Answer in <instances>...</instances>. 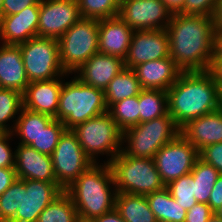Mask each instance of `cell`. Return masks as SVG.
I'll use <instances>...</instances> for the list:
<instances>
[{
  "label": "cell",
  "mask_w": 222,
  "mask_h": 222,
  "mask_svg": "<svg viewBox=\"0 0 222 222\" xmlns=\"http://www.w3.org/2000/svg\"><path fill=\"white\" fill-rule=\"evenodd\" d=\"M166 31L170 57L183 72L209 70L214 55L212 16L173 14Z\"/></svg>",
  "instance_id": "1"
},
{
  "label": "cell",
  "mask_w": 222,
  "mask_h": 222,
  "mask_svg": "<svg viewBox=\"0 0 222 222\" xmlns=\"http://www.w3.org/2000/svg\"><path fill=\"white\" fill-rule=\"evenodd\" d=\"M167 94L168 114L180 129L221 108V87L208 70L182 72Z\"/></svg>",
  "instance_id": "2"
},
{
  "label": "cell",
  "mask_w": 222,
  "mask_h": 222,
  "mask_svg": "<svg viewBox=\"0 0 222 222\" xmlns=\"http://www.w3.org/2000/svg\"><path fill=\"white\" fill-rule=\"evenodd\" d=\"M109 163H93L64 190L81 220H94L115 208L117 190ZM113 190V191H112Z\"/></svg>",
  "instance_id": "3"
},
{
  "label": "cell",
  "mask_w": 222,
  "mask_h": 222,
  "mask_svg": "<svg viewBox=\"0 0 222 222\" xmlns=\"http://www.w3.org/2000/svg\"><path fill=\"white\" fill-rule=\"evenodd\" d=\"M108 111L104 91L83 83L77 76L62 84L56 119L72 129Z\"/></svg>",
  "instance_id": "4"
},
{
  "label": "cell",
  "mask_w": 222,
  "mask_h": 222,
  "mask_svg": "<svg viewBox=\"0 0 222 222\" xmlns=\"http://www.w3.org/2000/svg\"><path fill=\"white\" fill-rule=\"evenodd\" d=\"M109 166L117 192L146 196L165 187L153 158L129 156L121 151Z\"/></svg>",
  "instance_id": "5"
},
{
  "label": "cell",
  "mask_w": 222,
  "mask_h": 222,
  "mask_svg": "<svg viewBox=\"0 0 222 222\" xmlns=\"http://www.w3.org/2000/svg\"><path fill=\"white\" fill-rule=\"evenodd\" d=\"M181 129L167 113L151 121L139 123L122 132V142L127 146L122 151L129 156L153 158L166 143L173 141Z\"/></svg>",
  "instance_id": "6"
},
{
  "label": "cell",
  "mask_w": 222,
  "mask_h": 222,
  "mask_svg": "<svg viewBox=\"0 0 222 222\" xmlns=\"http://www.w3.org/2000/svg\"><path fill=\"white\" fill-rule=\"evenodd\" d=\"M85 154L96 163L98 154L111 155L109 163L122 151V131L117 127L109 111L94 116L71 129Z\"/></svg>",
  "instance_id": "7"
},
{
  "label": "cell",
  "mask_w": 222,
  "mask_h": 222,
  "mask_svg": "<svg viewBox=\"0 0 222 222\" xmlns=\"http://www.w3.org/2000/svg\"><path fill=\"white\" fill-rule=\"evenodd\" d=\"M59 58L63 70L75 72L98 53V20L81 18L59 39Z\"/></svg>",
  "instance_id": "8"
},
{
  "label": "cell",
  "mask_w": 222,
  "mask_h": 222,
  "mask_svg": "<svg viewBox=\"0 0 222 222\" xmlns=\"http://www.w3.org/2000/svg\"><path fill=\"white\" fill-rule=\"evenodd\" d=\"M19 47L29 82L67 75L60 63L58 39L34 37Z\"/></svg>",
  "instance_id": "9"
},
{
  "label": "cell",
  "mask_w": 222,
  "mask_h": 222,
  "mask_svg": "<svg viewBox=\"0 0 222 222\" xmlns=\"http://www.w3.org/2000/svg\"><path fill=\"white\" fill-rule=\"evenodd\" d=\"M51 159L56 183L63 190L93 164L71 129L61 135Z\"/></svg>",
  "instance_id": "10"
},
{
  "label": "cell",
  "mask_w": 222,
  "mask_h": 222,
  "mask_svg": "<svg viewBox=\"0 0 222 222\" xmlns=\"http://www.w3.org/2000/svg\"><path fill=\"white\" fill-rule=\"evenodd\" d=\"M199 151L181 134L163 145L153 157L162 182H169L190 173Z\"/></svg>",
  "instance_id": "11"
},
{
  "label": "cell",
  "mask_w": 222,
  "mask_h": 222,
  "mask_svg": "<svg viewBox=\"0 0 222 222\" xmlns=\"http://www.w3.org/2000/svg\"><path fill=\"white\" fill-rule=\"evenodd\" d=\"M133 31L166 29L173 13L162 0H122L119 15Z\"/></svg>",
  "instance_id": "12"
},
{
  "label": "cell",
  "mask_w": 222,
  "mask_h": 222,
  "mask_svg": "<svg viewBox=\"0 0 222 222\" xmlns=\"http://www.w3.org/2000/svg\"><path fill=\"white\" fill-rule=\"evenodd\" d=\"M81 18L77 0H41L37 37L59 39Z\"/></svg>",
  "instance_id": "13"
},
{
  "label": "cell",
  "mask_w": 222,
  "mask_h": 222,
  "mask_svg": "<svg viewBox=\"0 0 222 222\" xmlns=\"http://www.w3.org/2000/svg\"><path fill=\"white\" fill-rule=\"evenodd\" d=\"M170 56L166 29L134 31L124 65L133 69L139 64Z\"/></svg>",
  "instance_id": "14"
},
{
  "label": "cell",
  "mask_w": 222,
  "mask_h": 222,
  "mask_svg": "<svg viewBox=\"0 0 222 222\" xmlns=\"http://www.w3.org/2000/svg\"><path fill=\"white\" fill-rule=\"evenodd\" d=\"M63 191L56 182L22 179L21 205L10 222H37L40 213Z\"/></svg>",
  "instance_id": "15"
},
{
  "label": "cell",
  "mask_w": 222,
  "mask_h": 222,
  "mask_svg": "<svg viewBox=\"0 0 222 222\" xmlns=\"http://www.w3.org/2000/svg\"><path fill=\"white\" fill-rule=\"evenodd\" d=\"M40 3L27 6L19 13L0 18L2 44L19 45L37 37Z\"/></svg>",
  "instance_id": "16"
},
{
  "label": "cell",
  "mask_w": 222,
  "mask_h": 222,
  "mask_svg": "<svg viewBox=\"0 0 222 222\" xmlns=\"http://www.w3.org/2000/svg\"><path fill=\"white\" fill-rule=\"evenodd\" d=\"M133 32L119 16L98 20V52L124 60Z\"/></svg>",
  "instance_id": "17"
},
{
  "label": "cell",
  "mask_w": 222,
  "mask_h": 222,
  "mask_svg": "<svg viewBox=\"0 0 222 222\" xmlns=\"http://www.w3.org/2000/svg\"><path fill=\"white\" fill-rule=\"evenodd\" d=\"M62 84L60 78L29 82L22 94L23 108L56 119Z\"/></svg>",
  "instance_id": "18"
},
{
  "label": "cell",
  "mask_w": 222,
  "mask_h": 222,
  "mask_svg": "<svg viewBox=\"0 0 222 222\" xmlns=\"http://www.w3.org/2000/svg\"><path fill=\"white\" fill-rule=\"evenodd\" d=\"M15 171L18 179L56 182L51 156L30 146L19 144L15 150Z\"/></svg>",
  "instance_id": "19"
},
{
  "label": "cell",
  "mask_w": 222,
  "mask_h": 222,
  "mask_svg": "<svg viewBox=\"0 0 222 222\" xmlns=\"http://www.w3.org/2000/svg\"><path fill=\"white\" fill-rule=\"evenodd\" d=\"M124 68L122 58L98 52L75 73L83 83L104 91L109 82Z\"/></svg>",
  "instance_id": "20"
},
{
  "label": "cell",
  "mask_w": 222,
  "mask_h": 222,
  "mask_svg": "<svg viewBox=\"0 0 222 222\" xmlns=\"http://www.w3.org/2000/svg\"><path fill=\"white\" fill-rule=\"evenodd\" d=\"M142 89H159L167 91L183 72L172 58L148 61L132 69Z\"/></svg>",
  "instance_id": "21"
},
{
  "label": "cell",
  "mask_w": 222,
  "mask_h": 222,
  "mask_svg": "<svg viewBox=\"0 0 222 222\" xmlns=\"http://www.w3.org/2000/svg\"><path fill=\"white\" fill-rule=\"evenodd\" d=\"M180 134L198 151L222 142V108L189 121L181 128Z\"/></svg>",
  "instance_id": "22"
},
{
  "label": "cell",
  "mask_w": 222,
  "mask_h": 222,
  "mask_svg": "<svg viewBox=\"0 0 222 222\" xmlns=\"http://www.w3.org/2000/svg\"><path fill=\"white\" fill-rule=\"evenodd\" d=\"M29 85L19 45L2 44L0 47V87L21 94Z\"/></svg>",
  "instance_id": "23"
},
{
  "label": "cell",
  "mask_w": 222,
  "mask_h": 222,
  "mask_svg": "<svg viewBox=\"0 0 222 222\" xmlns=\"http://www.w3.org/2000/svg\"><path fill=\"white\" fill-rule=\"evenodd\" d=\"M115 209L125 222H157L143 195L117 192Z\"/></svg>",
  "instance_id": "24"
},
{
  "label": "cell",
  "mask_w": 222,
  "mask_h": 222,
  "mask_svg": "<svg viewBox=\"0 0 222 222\" xmlns=\"http://www.w3.org/2000/svg\"><path fill=\"white\" fill-rule=\"evenodd\" d=\"M146 199L157 222L185 221L187 210L171 196L166 187L146 195Z\"/></svg>",
  "instance_id": "25"
},
{
  "label": "cell",
  "mask_w": 222,
  "mask_h": 222,
  "mask_svg": "<svg viewBox=\"0 0 222 222\" xmlns=\"http://www.w3.org/2000/svg\"><path fill=\"white\" fill-rule=\"evenodd\" d=\"M53 119L51 116L22 108L20 115L14 121L12 134L20 136L19 144L29 146Z\"/></svg>",
  "instance_id": "26"
},
{
  "label": "cell",
  "mask_w": 222,
  "mask_h": 222,
  "mask_svg": "<svg viewBox=\"0 0 222 222\" xmlns=\"http://www.w3.org/2000/svg\"><path fill=\"white\" fill-rule=\"evenodd\" d=\"M141 90L142 87L135 72L125 67L109 82L104 90L106 105L109 109L118 101L139 95Z\"/></svg>",
  "instance_id": "27"
},
{
  "label": "cell",
  "mask_w": 222,
  "mask_h": 222,
  "mask_svg": "<svg viewBox=\"0 0 222 222\" xmlns=\"http://www.w3.org/2000/svg\"><path fill=\"white\" fill-rule=\"evenodd\" d=\"M168 113L167 91L142 89L139 93V123L151 121Z\"/></svg>",
  "instance_id": "28"
},
{
  "label": "cell",
  "mask_w": 222,
  "mask_h": 222,
  "mask_svg": "<svg viewBox=\"0 0 222 222\" xmlns=\"http://www.w3.org/2000/svg\"><path fill=\"white\" fill-rule=\"evenodd\" d=\"M194 178V196L199 203H207L213 186L220 176L216 168L198 158L191 171Z\"/></svg>",
  "instance_id": "29"
},
{
  "label": "cell",
  "mask_w": 222,
  "mask_h": 222,
  "mask_svg": "<svg viewBox=\"0 0 222 222\" xmlns=\"http://www.w3.org/2000/svg\"><path fill=\"white\" fill-rule=\"evenodd\" d=\"M78 212L70 196L63 191L39 215L37 222H78Z\"/></svg>",
  "instance_id": "30"
},
{
  "label": "cell",
  "mask_w": 222,
  "mask_h": 222,
  "mask_svg": "<svg viewBox=\"0 0 222 222\" xmlns=\"http://www.w3.org/2000/svg\"><path fill=\"white\" fill-rule=\"evenodd\" d=\"M112 119L123 132L139 124V95L114 103L109 109Z\"/></svg>",
  "instance_id": "31"
},
{
  "label": "cell",
  "mask_w": 222,
  "mask_h": 222,
  "mask_svg": "<svg viewBox=\"0 0 222 222\" xmlns=\"http://www.w3.org/2000/svg\"><path fill=\"white\" fill-rule=\"evenodd\" d=\"M23 108L22 94L12 90L0 88V132L12 133L13 129L7 122H10L12 118L15 119L16 114H20ZM15 116V117H14Z\"/></svg>",
  "instance_id": "32"
},
{
  "label": "cell",
  "mask_w": 222,
  "mask_h": 222,
  "mask_svg": "<svg viewBox=\"0 0 222 222\" xmlns=\"http://www.w3.org/2000/svg\"><path fill=\"white\" fill-rule=\"evenodd\" d=\"M82 18L102 20L119 15L116 0H77Z\"/></svg>",
  "instance_id": "33"
},
{
  "label": "cell",
  "mask_w": 222,
  "mask_h": 222,
  "mask_svg": "<svg viewBox=\"0 0 222 222\" xmlns=\"http://www.w3.org/2000/svg\"><path fill=\"white\" fill-rule=\"evenodd\" d=\"M165 187L185 210H189L197 203L194 196V178L191 172L169 182Z\"/></svg>",
  "instance_id": "34"
},
{
  "label": "cell",
  "mask_w": 222,
  "mask_h": 222,
  "mask_svg": "<svg viewBox=\"0 0 222 222\" xmlns=\"http://www.w3.org/2000/svg\"><path fill=\"white\" fill-rule=\"evenodd\" d=\"M65 130L63 122L53 119L29 146L42 154L51 156Z\"/></svg>",
  "instance_id": "35"
},
{
  "label": "cell",
  "mask_w": 222,
  "mask_h": 222,
  "mask_svg": "<svg viewBox=\"0 0 222 222\" xmlns=\"http://www.w3.org/2000/svg\"><path fill=\"white\" fill-rule=\"evenodd\" d=\"M22 179H16L13 184L0 195V219L10 222L21 205Z\"/></svg>",
  "instance_id": "36"
},
{
  "label": "cell",
  "mask_w": 222,
  "mask_h": 222,
  "mask_svg": "<svg viewBox=\"0 0 222 222\" xmlns=\"http://www.w3.org/2000/svg\"><path fill=\"white\" fill-rule=\"evenodd\" d=\"M218 0H185L181 14L213 16Z\"/></svg>",
  "instance_id": "37"
},
{
  "label": "cell",
  "mask_w": 222,
  "mask_h": 222,
  "mask_svg": "<svg viewBox=\"0 0 222 222\" xmlns=\"http://www.w3.org/2000/svg\"><path fill=\"white\" fill-rule=\"evenodd\" d=\"M199 158L214 166L222 175V142L205 146L199 151Z\"/></svg>",
  "instance_id": "38"
},
{
  "label": "cell",
  "mask_w": 222,
  "mask_h": 222,
  "mask_svg": "<svg viewBox=\"0 0 222 222\" xmlns=\"http://www.w3.org/2000/svg\"><path fill=\"white\" fill-rule=\"evenodd\" d=\"M12 133H0V168L15 167V151L12 152L9 140Z\"/></svg>",
  "instance_id": "39"
},
{
  "label": "cell",
  "mask_w": 222,
  "mask_h": 222,
  "mask_svg": "<svg viewBox=\"0 0 222 222\" xmlns=\"http://www.w3.org/2000/svg\"><path fill=\"white\" fill-rule=\"evenodd\" d=\"M213 213L209 204L197 202L187 210L184 222H207Z\"/></svg>",
  "instance_id": "40"
},
{
  "label": "cell",
  "mask_w": 222,
  "mask_h": 222,
  "mask_svg": "<svg viewBox=\"0 0 222 222\" xmlns=\"http://www.w3.org/2000/svg\"><path fill=\"white\" fill-rule=\"evenodd\" d=\"M41 0H3L1 16H10L19 13L27 6L40 3Z\"/></svg>",
  "instance_id": "41"
},
{
  "label": "cell",
  "mask_w": 222,
  "mask_h": 222,
  "mask_svg": "<svg viewBox=\"0 0 222 222\" xmlns=\"http://www.w3.org/2000/svg\"><path fill=\"white\" fill-rule=\"evenodd\" d=\"M208 204L213 212L222 206V175L217 178L212 188Z\"/></svg>",
  "instance_id": "42"
},
{
  "label": "cell",
  "mask_w": 222,
  "mask_h": 222,
  "mask_svg": "<svg viewBox=\"0 0 222 222\" xmlns=\"http://www.w3.org/2000/svg\"><path fill=\"white\" fill-rule=\"evenodd\" d=\"M17 179L14 167L0 168V195Z\"/></svg>",
  "instance_id": "43"
},
{
  "label": "cell",
  "mask_w": 222,
  "mask_h": 222,
  "mask_svg": "<svg viewBox=\"0 0 222 222\" xmlns=\"http://www.w3.org/2000/svg\"><path fill=\"white\" fill-rule=\"evenodd\" d=\"M208 71L213 75L217 84L222 87V58H212Z\"/></svg>",
  "instance_id": "44"
},
{
  "label": "cell",
  "mask_w": 222,
  "mask_h": 222,
  "mask_svg": "<svg viewBox=\"0 0 222 222\" xmlns=\"http://www.w3.org/2000/svg\"><path fill=\"white\" fill-rule=\"evenodd\" d=\"M94 222H125L119 212L114 208L111 211L96 217Z\"/></svg>",
  "instance_id": "45"
},
{
  "label": "cell",
  "mask_w": 222,
  "mask_h": 222,
  "mask_svg": "<svg viewBox=\"0 0 222 222\" xmlns=\"http://www.w3.org/2000/svg\"><path fill=\"white\" fill-rule=\"evenodd\" d=\"M212 20L215 30H222V0H218Z\"/></svg>",
  "instance_id": "46"
},
{
  "label": "cell",
  "mask_w": 222,
  "mask_h": 222,
  "mask_svg": "<svg viewBox=\"0 0 222 222\" xmlns=\"http://www.w3.org/2000/svg\"><path fill=\"white\" fill-rule=\"evenodd\" d=\"M213 58H222V30H215V33H214Z\"/></svg>",
  "instance_id": "47"
},
{
  "label": "cell",
  "mask_w": 222,
  "mask_h": 222,
  "mask_svg": "<svg viewBox=\"0 0 222 222\" xmlns=\"http://www.w3.org/2000/svg\"><path fill=\"white\" fill-rule=\"evenodd\" d=\"M173 14L182 13L185 0H162Z\"/></svg>",
  "instance_id": "48"
},
{
  "label": "cell",
  "mask_w": 222,
  "mask_h": 222,
  "mask_svg": "<svg viewBox=\"0 0 222 222\" xmlns=\"http://www.w3.org/2000/svg\"><path fill=\"white\" fill-rule=\"evenodd\" d=\"M207 222H222V219L213 213Z\"/></svg>",
  "instance_id": "49"
},
{
  "label": "cell",
  "mask_w": 222,
  "mask_h": 222,
  "mask_svg": "<svg viewBox=\"0 0 222 222\" xmlns=\"http://www.w3.org/2000/svg\"><path fill=\"white\" fill-rule=\"evenodd\" d=\"M219 218L222 219V206L220 208H218L215 212H214Z\"/></svg>",
  "instance_id": "50"
},
{
  "label": "cell",
  "mask_w": 222,
  "mask_h": 222,
  "mask_svg": "<svg viewBox=\"0 0 222 222\" xmlns=\"http://www.w3.org/2000/svg\"><path fill=\"white\" fill-rule=\"evenodd\" d=\"M78 222H94V221L93 220H81V219H79Z\"/></svg>",
  "instance_id": "51"
},
{
  "label": "cell",
  "mask_w": 222,
  "mask_h": 222,
  "mask_svg": "<svg viewBox=\"0 0 222 222\" xmlns=\"http://www.w3.org/2000/svg\"><path fill=\"white\" fill-rule=\"evenodd\" d=\"M2 2L3 0H0V18H1Z\"/></svg>",
  "instance_id": "52"
},
{
  "label": "cell",
  "mask_w": 222,
  "mask_h": 222,
  "mask_svg": "<svg viewBox=\"0 0 222 222\" xmlns=\"http://www.w3.org/2000/svg\"><path fill=\"white\" fill-rule=\"evenodd\" d=\"M221 108H222V87H221Z\"/></svg>",
  "instance_id": "53"
}]
</instances>
